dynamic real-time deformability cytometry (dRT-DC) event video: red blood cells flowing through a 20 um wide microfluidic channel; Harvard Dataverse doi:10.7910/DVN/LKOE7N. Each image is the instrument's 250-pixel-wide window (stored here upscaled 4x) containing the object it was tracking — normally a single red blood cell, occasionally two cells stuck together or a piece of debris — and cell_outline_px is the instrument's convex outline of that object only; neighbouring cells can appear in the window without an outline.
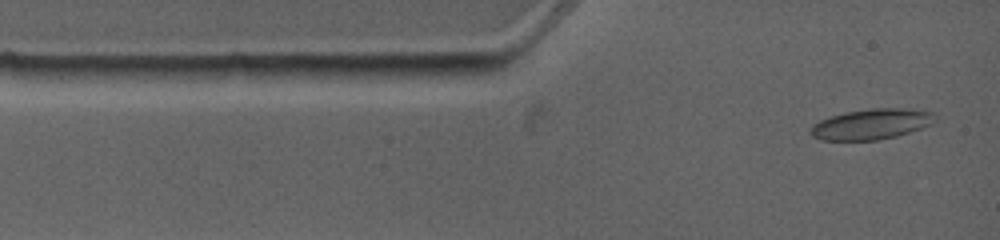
{"species": "common noctule bat (a hibernating species)", "species_latin": "Nyctalus noctula", "temperature_condition": "warm", "stored_images_in_passage": 6, "camera_frame_rate_fps": 4500, "um_per_image_px": 0.085, "animal": {"sex": "female", "body_mass_g": 19.0, "forearm_length_mm": 53.3}, "frame": {"image": 1, "passage_image": 1, "time_ms": 0.0, "image_size_px": [1000, 240], "cell_outline_px": [[936, 120], [920, 128], [896, 136], [876, 140], [820, 140], [812, 136], [808, 132], [812, 124], [820, 120], [844, 112], [872, 108], [912, 108], [932, 112], [936, 116]], "centroid_in_image_um": [74.03, 10.54], "position_along_channel_um": 11.0, "area_um2": 22.14}}
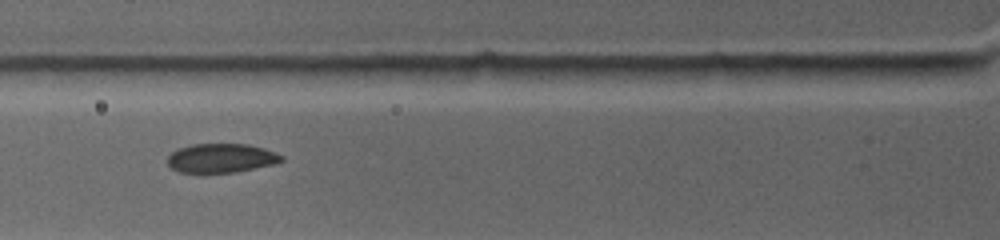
{"frame": {"image": 2, "passage_image": 5, "time_ms": 3.333, "image_size_px": [1000, 240], "cell_outline_px": [[284, 160], [272, 164], [236, 172], [180, 172], [172, 168], [168, 164], [168, 156], [172, 152], [180, 148], [192, 144], [248, 144], [264, 148], [276, 152], [284, 156]], "centroid_in_image_um": [18.83, 13.43], "position_along_channel_um": 107.0, "area_um2": 19.13}}
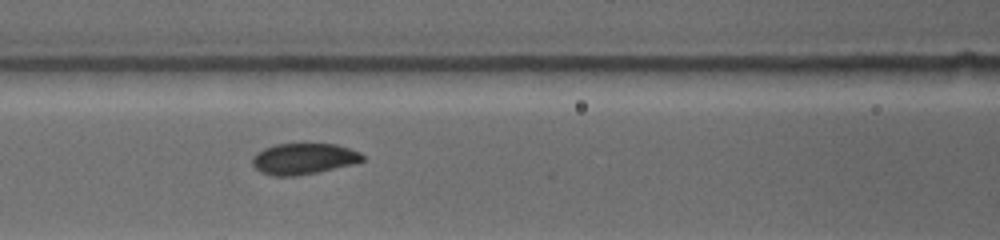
{"frame": {"image": 3, "passage_image": 6, "time_ms": 4.222, "image_size_px": [1000, 240], "cell_outline_px": [[364, 160], [352, 164], [316, 172], [292, 176], [276, 176], [260, 172], [252, 164], [252, 156], [256, 152], [264, 148], [276, 144], [304, 140], [336, 144], [360, 152], [364, 156]], "centroid_in_image_um": [25.78, 13.43], "position_along_channel_um": 140.8, "area_um2": 20.63}}